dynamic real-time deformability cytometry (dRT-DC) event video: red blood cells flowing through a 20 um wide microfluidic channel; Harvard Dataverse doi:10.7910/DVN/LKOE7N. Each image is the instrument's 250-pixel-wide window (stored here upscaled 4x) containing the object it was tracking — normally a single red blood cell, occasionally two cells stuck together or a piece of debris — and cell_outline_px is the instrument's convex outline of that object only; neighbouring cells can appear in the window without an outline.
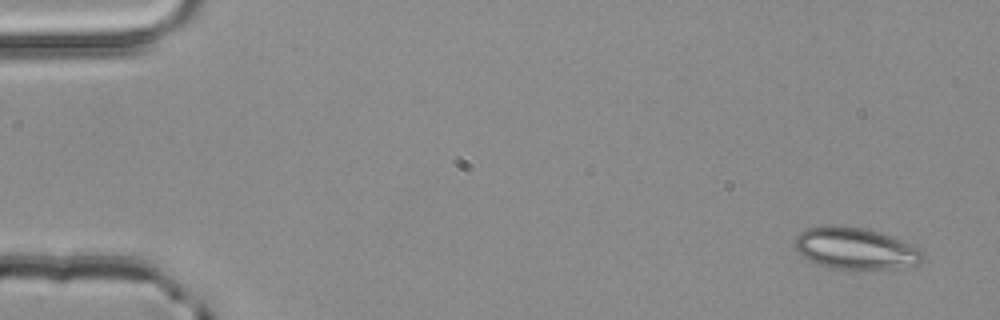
{"species": "common noctule bat (a hibernating species)", "species_latin": "Nyctalus noctula", "temperature_condition": "room temperature", "stored_images_in_passage": 4, "camera_frame_rate_fps": 3000, "um_per_image_px": 0.085, "animal": {"sex": "male", "body_mass_g": 20.4}, "frame": {"image": 1, "passage_image": 1, "time_ms": 0.0, "image_size_px": [1000, 320], "cell_outline_px": [[924, 260], [916, 264], [888, 268], [832, 268], [808, 260], [796, 252], [792, 240], [800, 232], [808, 228], [832, 224], [864, 228], [880, 232], [920, 248], [924, 252]], "centroid_in_image_um": [72.65, 21.09], "position_along_channel_um": 12.3, "area_um2": 30.92}}
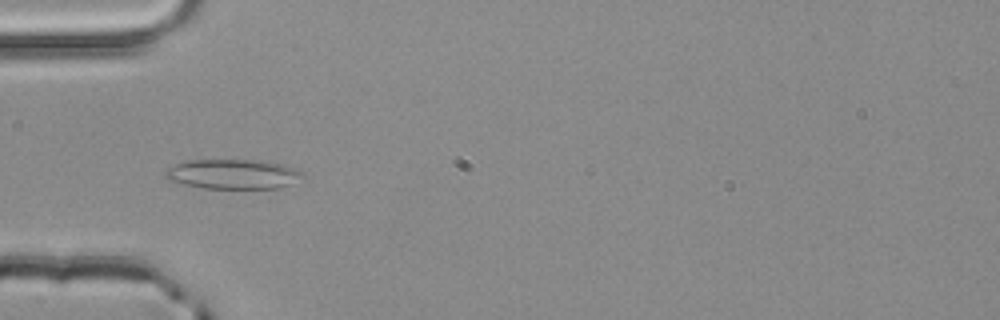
{"frame": {"image": 2, "passage_image": 3, "time_ms": 0.667, "image_size_px": [1000, 320], "cell_outline_px": [[304, 176], [280, 188], [204, 188], [184, 184], [168, 180], [164, 176], [164, 168], [188, 160], [268, 160], [284, 164], [296, 168], [304, 172]], "centroid_in_image_um": [19.8, 14.78], "position_along_channel_um": 65.2, "area_um2": 23.99}}
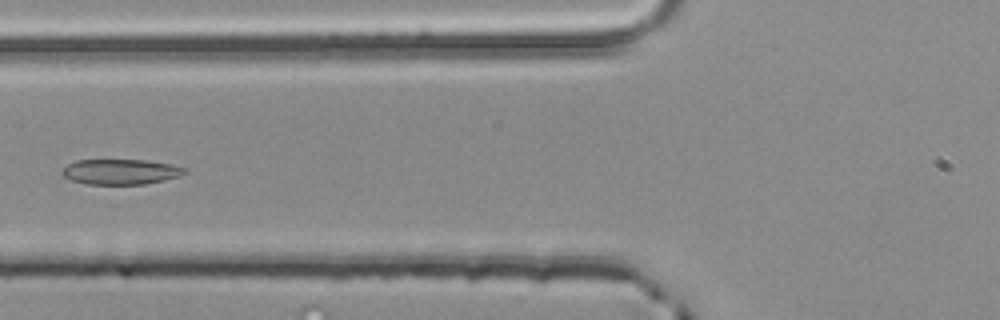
{"frame": {"image": 3, "passage_image": 4, "time_ms": 1.0, "image_size_px": [1000, 320], "cell_outline_px": [[188, 172], [180, 176], [164, 180], [144, 184], [88, 184], [72, 180], [64, 176], [60, 172], [68, 164], [76, 160], [144, 160], [172, 164], [188, 168]], "centroid_in_image_um": [10.3, 14.59], "position_along_channel_um": 115.5, "area_um2": 18.09}}